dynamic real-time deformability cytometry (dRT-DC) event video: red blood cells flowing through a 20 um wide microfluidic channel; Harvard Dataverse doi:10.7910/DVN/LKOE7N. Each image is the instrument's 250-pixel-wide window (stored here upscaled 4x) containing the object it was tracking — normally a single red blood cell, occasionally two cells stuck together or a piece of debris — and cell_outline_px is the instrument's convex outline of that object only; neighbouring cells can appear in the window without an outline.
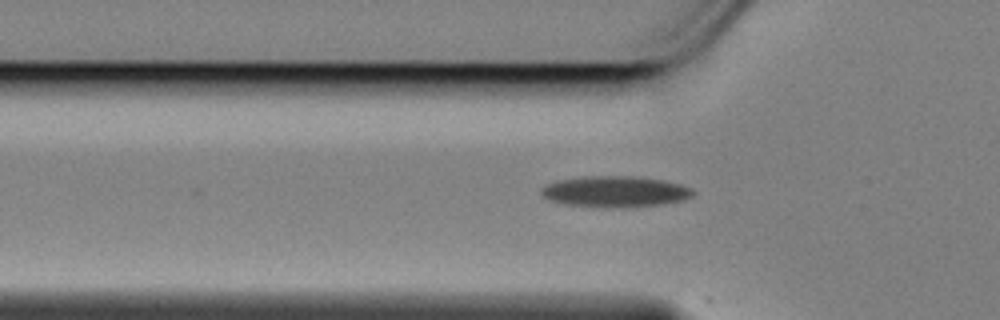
{"species": "Egyptian fruit bat (a non-hibernating species)", "species_latin": "Rousettus aegyptiacus", "temperature_condition": "cold", "stored_images_in_passage": 34, "camera_frame_rate_fps": 3000, "um_per_image_px": 0.085, "animal": {"sex": "female"}, "frame": {"image": 1, "passage_image": 3, "time_ms": 0.667, "image_size_px": [1000, 320], "cell_outline_px": [[696, 192], [692, 196], [684, 200], [664, 204], [632, 208], [604, 208], [564, 204], [548, 200], [540, 192], [540, 188], [548, 184], [560, 180], [584, 176], [640, 176], [664, 180], [680, 184], [692, 188]], "centroid_in_image_um": [52.33, 16.3], "position_along_channel_um": 73.5, "area_um2": 28.03}}
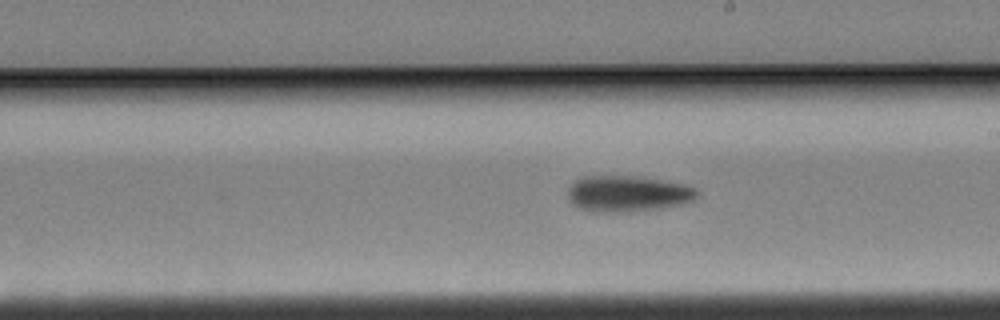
{"frame": {"image": 2, "passage_image": 17, "time_ms": 5.333, "image_size_px": [1000, 320], "cell_outline_px": [[700, 196], [696, 200], [684, 204], [660, 208], [628, 212], [592, 212], [580, 208], [572, 204], [568, 196], [568, 188], [580, 176], [632, 176], [660, 180], [680, 184], [696, 188], [700, 192]], "centroid_in_image_um": [53.37, 16.48], "position_along_channel_um": 235.6, "area_um2": 27.34}}
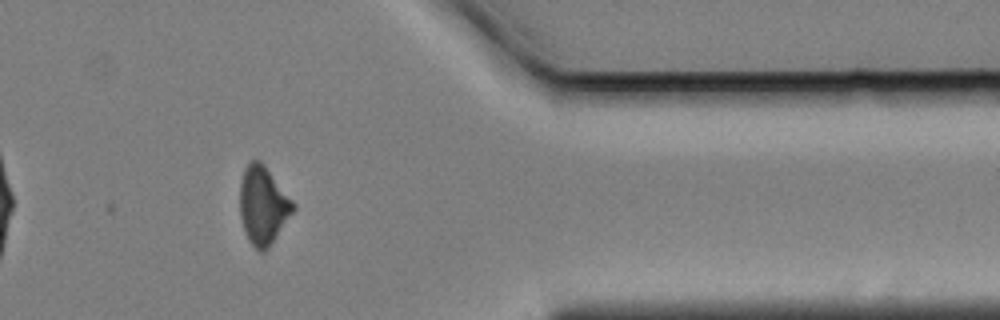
{"frame": {"image": 3, "passage_image": 32, "time_ms": 10.333, "image_size_px": [1000, 320], "cell_outline_px": [[296, 208], [268, 248], [264, 252], [260, 252], [248, 240], [240, 216], [240, 184], [244, 168], [252, 160], [260, 160], [264, 164], [296, 204]], "centroid_in_image_um": [22.36, 17.44], "position_along_channel_um": 389.0, "area_um2": 24.1}, "authors_computed_cell_mechanics": {"area_um2": 25.9233, "velocity_mm_per_s": 3.4505, "shape_relaxation_time_tau1_ms": 5.4997, "shape_relaxation_time_tau2_ms": null, "deformation_change_tau1": 0.1505, "deformation_change_tau2": null}}